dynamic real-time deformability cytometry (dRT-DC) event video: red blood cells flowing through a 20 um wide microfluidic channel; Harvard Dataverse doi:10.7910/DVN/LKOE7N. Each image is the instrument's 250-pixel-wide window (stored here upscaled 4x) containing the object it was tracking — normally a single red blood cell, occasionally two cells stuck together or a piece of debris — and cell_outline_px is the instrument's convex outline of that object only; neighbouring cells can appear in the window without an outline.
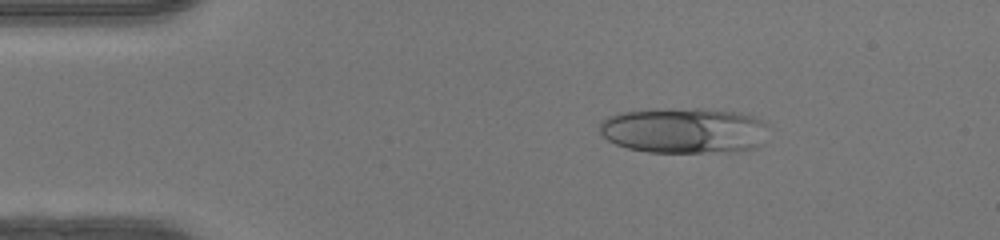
{"species": "human", "species_latin": "Homo sapiens", "temperature_condition": "warm", "stored_images_in_passage": 47, "camera_frame_rate_fps": 3000, "um_per_image_px": 0.085, "donor": {"sex": "female"}, "frame": {"image": 1, "passage_image": 7, "time_ms": 2.0, "image_size_px": [1000, 240], "cell_outline_px": [[768, 124], [760, 144], [756, 148], [736, 152], [648, 152], [628, 148], [616, 144], [608, 140], [600, 132], [600, 120], [608, 116], [620, 112], [664, 108], [704, 108], [740, 112], [752, 116]], "centroid_in_image_um": [58.14, 11.08], "position_along_channel_um": 26.9, "area_um2": 45.43}}
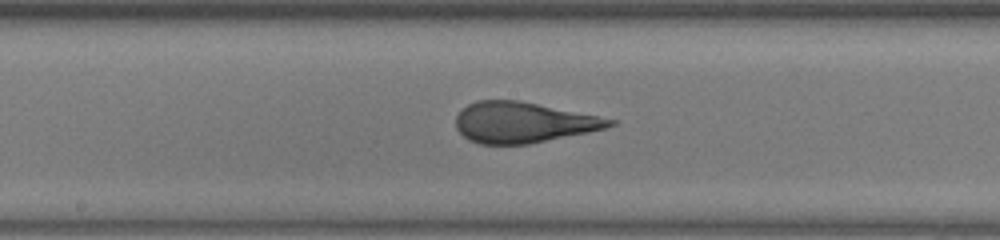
{"frame": {"image": 2, "passage_image": 24, "time_ms": 7.667, "image_size_px": [1000, 240], "cell_outline_px": [[616, 124], [604, 128], [588, 132], [528, 144], [480, 144], [468, 140], [456, 128], [456, 116], [468, 104], [476, 100], [520, 100], [616, 120]], "centroid_in_image_um": [44.43, 10.4], "position_along_channel_um": 203.8, "area_um2": 36.13}}
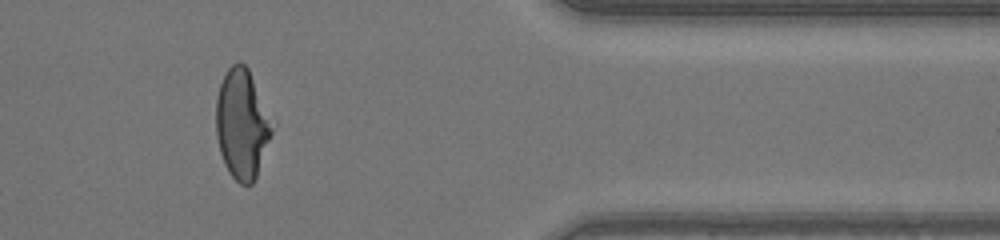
{"frame": {"image": 3, "passage_image": 39, "time_ms": 12.667, "image_size_px": [1000, 240], "cell_outline_px": [[276, 124], [256, 176], [252, 184], [240, 184], [228, 172], [224, 164], [220, 152], [216, 136], [216, 96], [220, 84], [228, 68], [232, 64], [240, 60], [248, 68]], "centroid_in_image_um": [20.59, 10.52], "position_along_channel_um": 390.8, "area_um2": 36.24}, "authors_computed_cell_mechanics": {"area_um2": 36.8186, "velocity_mm_per_s": 4.2425, "shape_relaxation_time_tau1_ms": 10.7974, "shape_relaxation_time_tau2_ms": 0.7232, "deformation_change_tau1": 0.3848, "deformation_change_tau2": 0.0896}}